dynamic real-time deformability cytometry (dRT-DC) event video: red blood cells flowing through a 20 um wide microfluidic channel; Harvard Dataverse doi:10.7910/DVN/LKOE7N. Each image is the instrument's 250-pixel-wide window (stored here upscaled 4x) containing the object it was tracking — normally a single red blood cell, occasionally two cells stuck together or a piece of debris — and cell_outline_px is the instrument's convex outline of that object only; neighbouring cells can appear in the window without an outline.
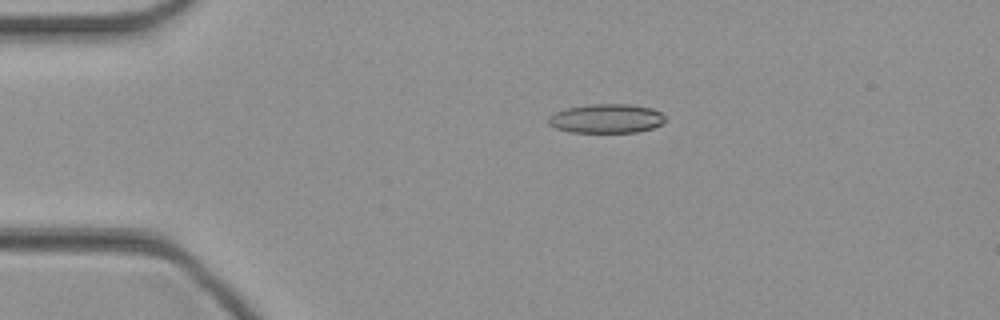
{"species": "common noctule bat (a hibernating species)", "species_latin": "Nyctalus noctula", "temperature_condition": "cold", "stored_images_in_passage": 37, "camera_frame_rate_fps": 3000, "um_per_image_px": 0.085, "animal": {"sex": "female", "body_mass_g": 21.9}, "frame": {"image": 1, "passage_image": 1, "time_ms": 0.0, "image_size_px": [1000, 320], "cell_outline_px": [[664, 124], [652, 128], [636, 132], [568, 132], [556, 128], [548, 124], [548, 116], [556, 112], [568, 108], [588, 104], [632, 104], [652, 108], [660, 112], [664, 116]], "centroid_in_image_um": [51.55, 10.07], "position_along_channel_um": 33.5, "area_um2": 19.88}}
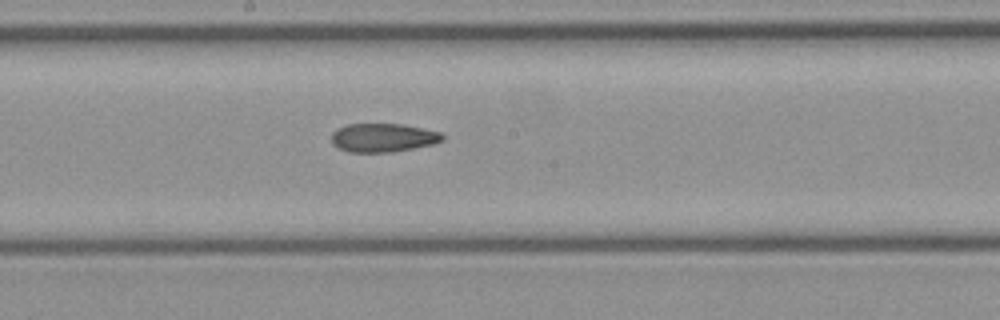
{"frame": {"image": 2, "passage_image": 16, "time_ms": 5.0, "image_size_px": [1000, 320], "cell_outline_px": [[444, 140], [432, 144], [392, 152], [348, 152], [332, 144], [332, 132], [336, 128], [348, 124], [400, 124], [440, 132], [444, 136]], "centroid_in_image_um": [32.53, 11.7], "position_along_channel_um": 215.7, "area_um2": 18.38}}
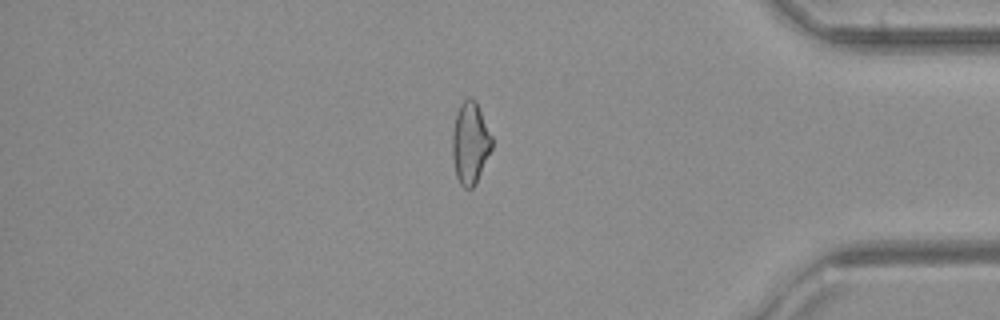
{"frame": {"image": 3, "passage_image": 30, "time_ms": 9.667, "image_size_px": [1000, 320], "cell_outline_px": [[492, 148], [476, 184], [472, 188], [464, 188], [460, 184], [456, 176], [452, 156], [452, 132], [456, 116], [460, 104], [468, 96], [476, 100], [492, 136]], "centroid_in_image_um": [39.97, 12.16], "position_along_channel_um": 395.2, "area_um2": 18.96}}